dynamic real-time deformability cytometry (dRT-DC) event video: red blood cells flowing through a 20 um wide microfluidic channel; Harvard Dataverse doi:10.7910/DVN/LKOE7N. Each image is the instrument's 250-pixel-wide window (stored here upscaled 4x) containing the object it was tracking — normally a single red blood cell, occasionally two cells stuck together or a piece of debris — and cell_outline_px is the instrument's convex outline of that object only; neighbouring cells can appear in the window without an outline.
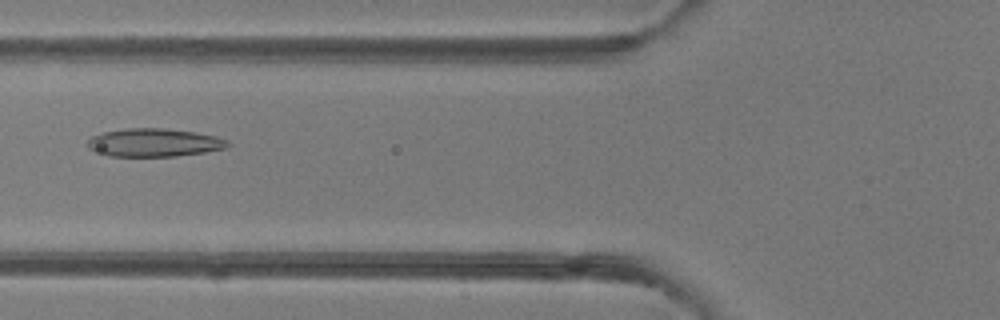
{"species": "common noctule bat (a hibernating species)", "species_latin": "Nyctalus noctula", "temperature_condition": "room temperature", "stored_images_in_passage": 34, "camera_frame_rate_fps": 3000, "um_per_image_px": 0.085, "animal": {"sex": "female"}, "frame": {"image": 1, "passage_image": 4, "time_ms": 1.0, "image_size_px": [1000, 320], "cell_outline_px": [[232, 144], [224, 148], [204, 152], [176, 156], [108, 156], [88, 148], [84, 144], [92, 136], [104, 132], [124, 128], [164, 128], [196, 132], [216, 136], [228, 140]], "centroid_in_image_um": [13.09, 12.11], "position_along_channel_um": 112.7, "area_um2": 23.12}}
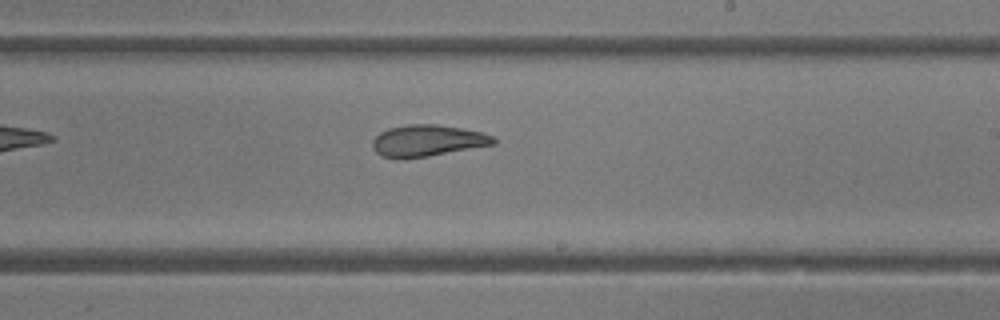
{"frame": {"image": 2, "passage_image": 14, "time_ms": 4.333, "image_size_px": [1000, 320], "cell_outline_px": [[496, 144], [428, 156], [380, 156], [372, 148], [372, 140], [380, 132], [388, 128], [408, 124], [436, 124], [460, 128], [480, 132], [492, 136], [496, 140]], "centroid_in_image_um": [36.34, 11.93], "position_along_channel_um": 252.7, "area_um2": 21.68}}
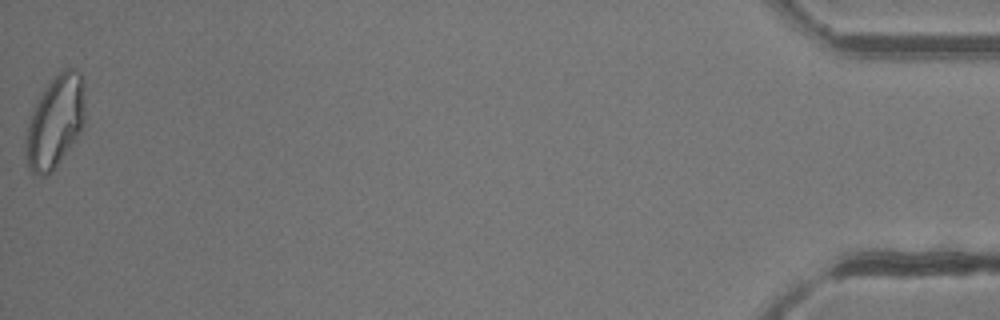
{"frame": {"image": 3, "passage_image": 34, "time_ms": 11.0, "image_size_px": [1000, 320], "cell_outline_px": [[84, 120], [80, 132], [56, 168], [48, 176], [40, 176], [32, 172], [28, 168], [24, 140], [32, 108], [48, 84], [64, 68], [76, 68], [80, 72], [84, 84]], "centroid_in_image_um": [4.68, 10.37], "position_along_channel_um": 430.5, "area_um2": 31.96}, "authors_computed_cell_mechanics": {"area_um2": 23.1489, "velocity_mm_per_s": 4.1909, "shape_relaxation_time_tau1_ms": null, "shape_relaxation_time_tau2_ms": 3.0065, "deformation_change_tau1": null, "deformation_change_tau2": 0.088}}